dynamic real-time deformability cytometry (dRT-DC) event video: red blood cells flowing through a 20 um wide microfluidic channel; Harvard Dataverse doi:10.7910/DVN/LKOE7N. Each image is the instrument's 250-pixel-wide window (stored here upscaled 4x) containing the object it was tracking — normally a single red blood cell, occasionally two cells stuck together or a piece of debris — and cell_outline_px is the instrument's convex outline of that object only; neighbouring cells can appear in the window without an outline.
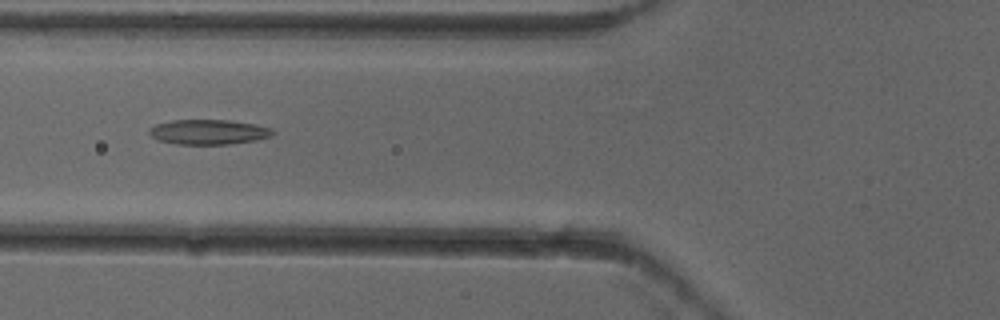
{"species": "common noctule bat (a hibernating species)", "species_latin": "Nyctalus noctula", "temperature_condition": "cold", "stored_images_in_passage": 3, "camera_frame_rate_fps": 3000, "um_per_image_px": 0.085, "animal": {"sex": "female"}, "frame": {"image": 1, "passage_image": 3, "time_ms": 0.667, "image_size_px": [1000, 320], "cell_outline_px": [[276, 132], [272, 136], [256, 140], [228, 144], [176, 144], [156, 140], [148, 132], [148, 128], [156, 124], [172, 120], [228, 120], [256, 124], [272, 128]], "centroid_in_image_um": [17.73, 11.21], "position_along_channel_um": 108.1, "area_um2": 18.09}}